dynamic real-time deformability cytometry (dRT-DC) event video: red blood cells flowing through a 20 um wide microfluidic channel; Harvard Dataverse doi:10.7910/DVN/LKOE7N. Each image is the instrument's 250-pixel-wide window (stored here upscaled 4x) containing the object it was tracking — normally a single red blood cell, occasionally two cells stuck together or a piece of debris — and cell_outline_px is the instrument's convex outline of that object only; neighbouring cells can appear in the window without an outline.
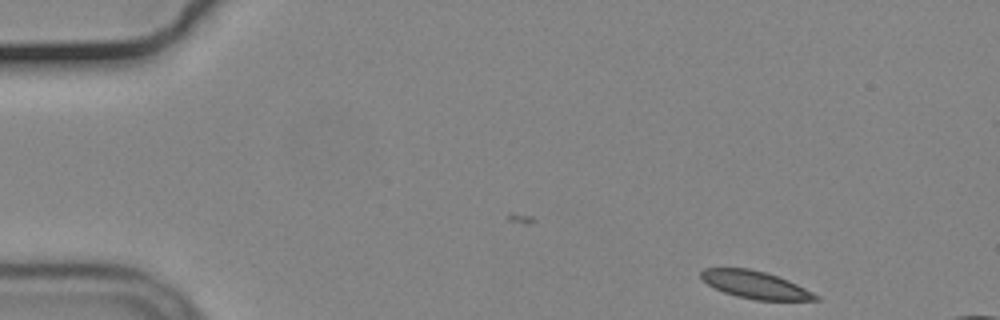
{"species": "common noctule bat (a hibernating species)", "species_latin": "Nyctalus noctula", "temperature_condition": "cold", "stored_images_in_passage": 10, "camera_frame_rate_fps": 3000, "um_per_image_px": 0.085, "animal": {"sex": "male", "body_mass_g": 19.2, "forearm_length_mm": 51.8}, "frame": {"image": 1, "passage_image": 1, "time_ms": 0.0, "image_size_px": [1000, 320], "cell_outline_px": [[820, 300], [756, 300], [736, 296], [724, 292], [708, 284], [700, 276], [700, 272], [704, 268], [748, 268], [764, 272], [788, 280], [820, 296]], "centroid_in_image_um": [64.19, 24.21], "position_along_channel_um": 20.8, "area_um2": 18.09}}